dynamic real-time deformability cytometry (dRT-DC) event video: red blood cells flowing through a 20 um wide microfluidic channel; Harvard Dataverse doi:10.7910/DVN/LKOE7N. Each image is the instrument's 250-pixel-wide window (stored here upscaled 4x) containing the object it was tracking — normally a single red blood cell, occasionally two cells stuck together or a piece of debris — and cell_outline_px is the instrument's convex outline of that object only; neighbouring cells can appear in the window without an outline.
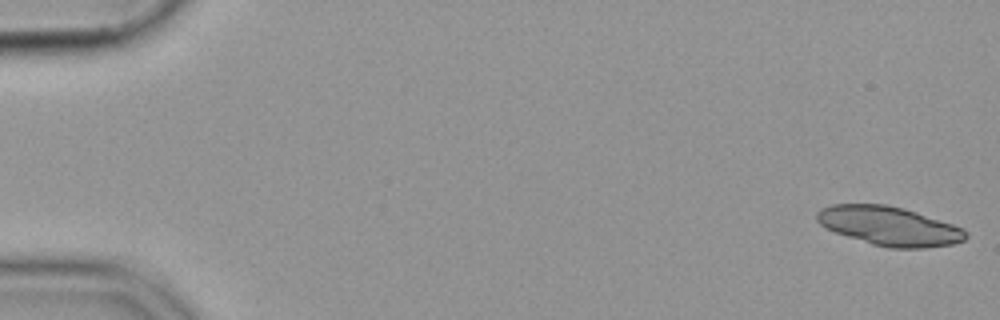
{"species": "common noctule bat (a hibernating species)", "species_latin": "Nyctalus noctula", "temperature_condition": "cold", "stored_images_in_passage": 56, "segment_of_instrument_passage": [1, 2], "camera_frame_rate_fps": 3000, "um_per_image_px": 0.085, "animal": {"sex": "female", "body_mass_g": 19.9}, "frame": {"image": 1, "passage_image": 1, "time_ms": 0.0, "image_size_px": [1000, 320], "cell_outline_px": [[968, 236], [964, 240], [952, 244], [924, 248], [888, 248], [872, 244], [824, 228], [816, 220], [816, 212], [820, 208], [832, 204], [888, 204], [904, 208], [964, 228], [968, 232]], "centroid_in_image_um": [75.57, 19.2], "position_along_channel_um": 9.4, "area_um2": 33.93}}